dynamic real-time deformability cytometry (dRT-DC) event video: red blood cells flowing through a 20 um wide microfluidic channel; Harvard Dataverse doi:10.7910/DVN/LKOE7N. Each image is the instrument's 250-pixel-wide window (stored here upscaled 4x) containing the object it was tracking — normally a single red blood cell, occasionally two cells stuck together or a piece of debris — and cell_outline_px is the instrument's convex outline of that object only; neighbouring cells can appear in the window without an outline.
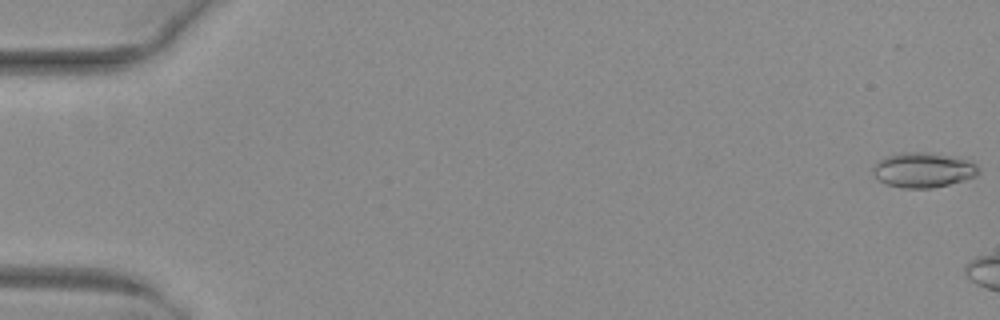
{"species": "common noctule bat (a hibernating species)", "species_latin": "Nyctalus noctula", "temperature_condition": "warm", "stored_images_in_passage": 6, "camera_frame_rate_fps": 3000, "um_per_image_px": 0.085, "animal": {"sex": "female", "body_mass_g": 29.2, "forearm_length_mm": 56.3}, "frame": {"image": 1, "passage_image": 1, "time_ms": 0.0, "image_size_px": [1000, 320], "cell_outline_px": [[980, 172], [976, 176], [964, 180], [932, 188], [904, 188], [888, 184], [880, 180], [872, 172], [872, 168], [880, 160], [888, 156], [900, 152], [928, 152], [972, 160], [980, 168]], "centroid_in_image_um": [78.52, 14.44], "position_along_channel_um": 6.5, "area_um2": 21.44}}